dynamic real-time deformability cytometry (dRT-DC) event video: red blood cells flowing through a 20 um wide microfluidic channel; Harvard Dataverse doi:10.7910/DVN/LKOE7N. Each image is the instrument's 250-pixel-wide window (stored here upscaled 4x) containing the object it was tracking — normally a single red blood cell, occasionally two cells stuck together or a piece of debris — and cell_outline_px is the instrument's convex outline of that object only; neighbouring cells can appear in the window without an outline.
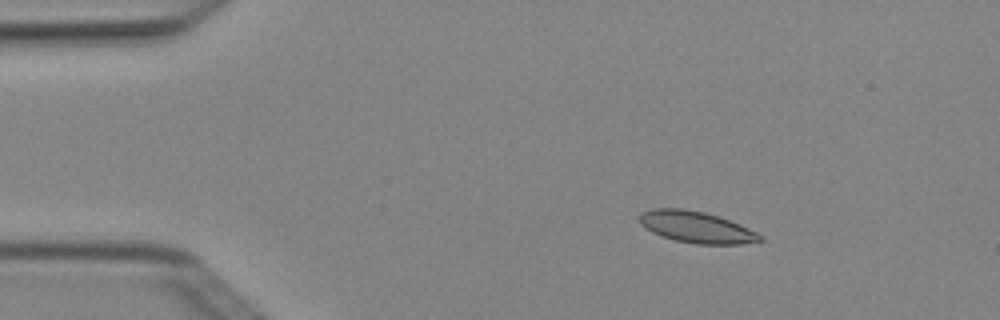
{"species": "Egyptian fruit bat (a non-hibernating species)", "species_latin": "Rousettus aegyptiacus", "temperature_condition": "cold", "stored_images_in_passage": 5, "camera_frame_rate_fps": 3000, "um_per_image_px": 0.085, "animal": {"sex": "female"}, "frame": {"image": 1, "passage_image": 3, "time_ms": 0.667, "image_size_px": [1000, 320], "cell_outline_px": [[764, 240], [740, 244], [696, 244], [676, 240], [660, 236], [644, 228], [640, 224], [640, 212], [652, 208], [680, 208], [704, 212], [720, 216], [740, 224], [764, 236]], "centroid_in_image_um": [59.18, 19.3], "position_along_channel_um": 25.8, "area_um2": 22.25}}
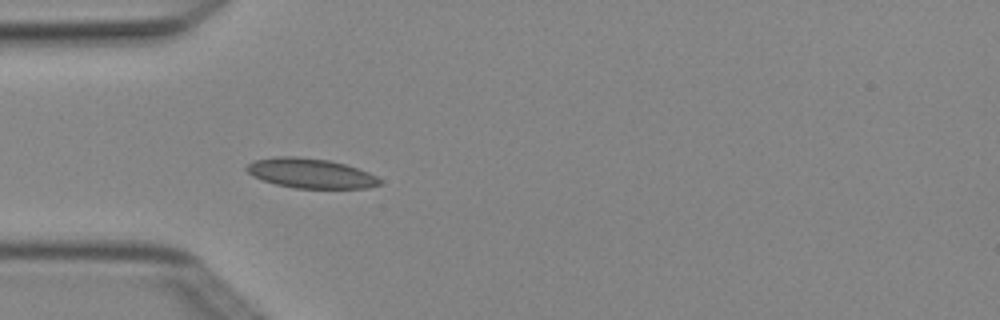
{"frame": {"image": 2, "passage_image": 5, "time_ms": 1.333, "image_size_px": [1000, 320], "cell_outline_px": [[380, 184], [368, 188], [296, 188], [276, 184], [252, 176], [244, 168], [248, 164], [256, 160], [276, 156], [296, 156], [328, 160], [344, 164], [368, 172], [376, 176], [380, 180]], "centroid_in_image_um": [26.38, 14.72], "position_along_channel_um": 58.6, "area_um2": 22.83}}